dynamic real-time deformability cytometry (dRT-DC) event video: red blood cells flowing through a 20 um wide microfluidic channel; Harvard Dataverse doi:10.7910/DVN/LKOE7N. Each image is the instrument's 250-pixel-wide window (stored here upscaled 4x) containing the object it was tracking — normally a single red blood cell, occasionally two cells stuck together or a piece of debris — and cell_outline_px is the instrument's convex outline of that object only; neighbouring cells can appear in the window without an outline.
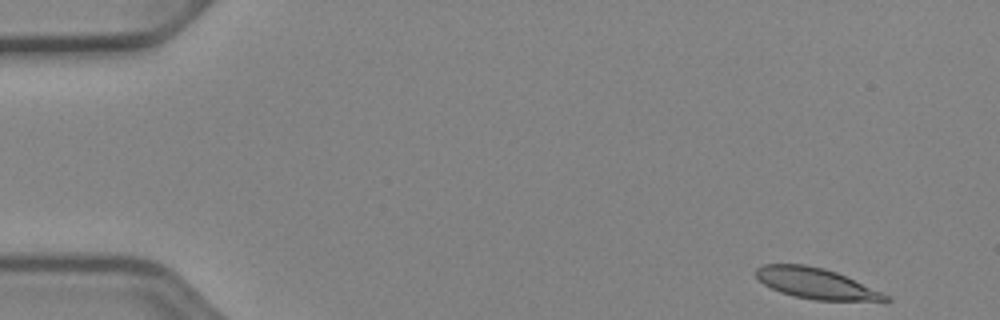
{"species": "Egyptian fruit bat (a non-hibernating species)", "species_latin": "Rousettus aegyptiacus", "temperature_condition": "cold", "stored_images_in_passage": 45, "camera_frame_rate_fps": 3000, "um_per_image_px": 0.085, "animal": {"sex": "female"}, "frame": {"image": 1, "passage_image": 1, "time_ms": 0.0, "image_size_px": [1000, 320], "cell_outline_px": [[892, 300], [888, 304], [816, 300], [792, 296], [780, 292], [764, 284], [756, 276], [756, 268], [764, 264], [804, 264], [824, 268], [836, 272], [884, 292]], "centroid_in_image_um": [69.53, 24.15], "position_along_channel_um": 15.5, "area_um2": 24.04}}
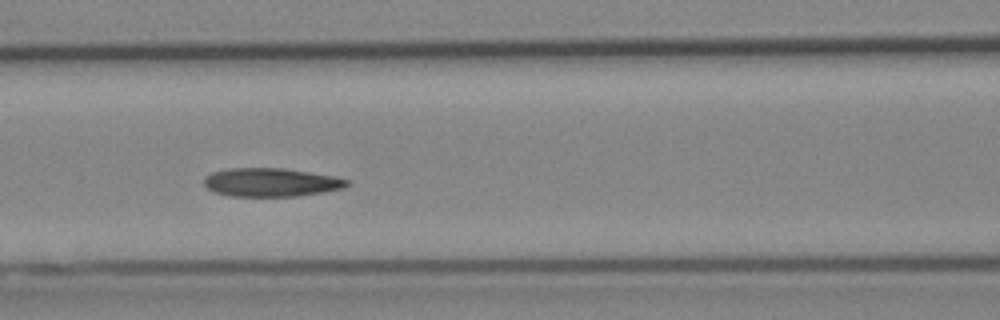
{"frame": {"image": 2, "passage_image": 20, "time_ms": 6.333, "image_size_px": [1000, 320], "cell_outline_px": [[352, 184], [344, 188], [324, 192], [296, 196], [228, 196], [216, 192], [208, 188], [204, 184], [204, 176], [212, 172], [228, 168], [284, 168], [336, 176], [352, 180]], "centroid_in_image_um": [23.1, 15.49], "position_along_channel_um": 143.5, "area_um2": 24.04}}
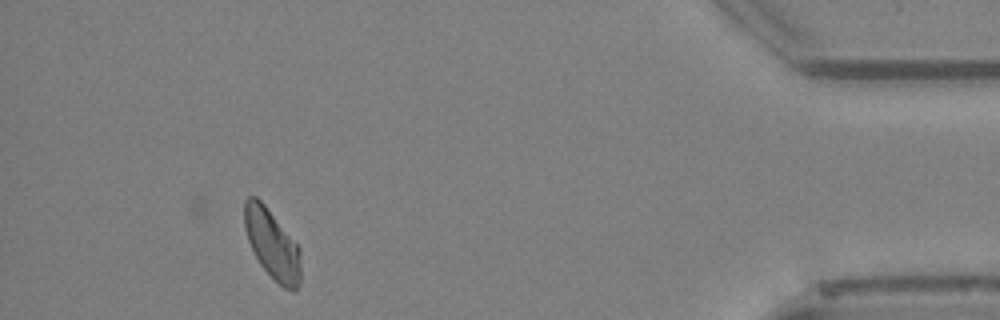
{"frame": {"image": 3, "passage_image": 45, "time_ms": 14.667, "image_size_px": [1000, 320], "cell_outline_px": [[300, 280], [296, 292], [292, 292], [284, 288], [260, 264], [248, 240], [244, 228], [244, 200], [248, 196], [256, 196], [264, 204], [300, 248]], "centroid_in_image_um": [23.13, 20.75], "position_along_channel_um": 412.1, "area_um2": 22.54}, "authors_computed_cell_mechanics": {"area_um2": 23.987, "velocity_mm_per_s": 3.9106, "shape_relaxation_time_tau1_ms": 11.1487, "shape_relaxation_time_tau2_ms": 4.0118, "deformation_change_tau1": 0.1952, "deformation_change_tau2": 0.081}}